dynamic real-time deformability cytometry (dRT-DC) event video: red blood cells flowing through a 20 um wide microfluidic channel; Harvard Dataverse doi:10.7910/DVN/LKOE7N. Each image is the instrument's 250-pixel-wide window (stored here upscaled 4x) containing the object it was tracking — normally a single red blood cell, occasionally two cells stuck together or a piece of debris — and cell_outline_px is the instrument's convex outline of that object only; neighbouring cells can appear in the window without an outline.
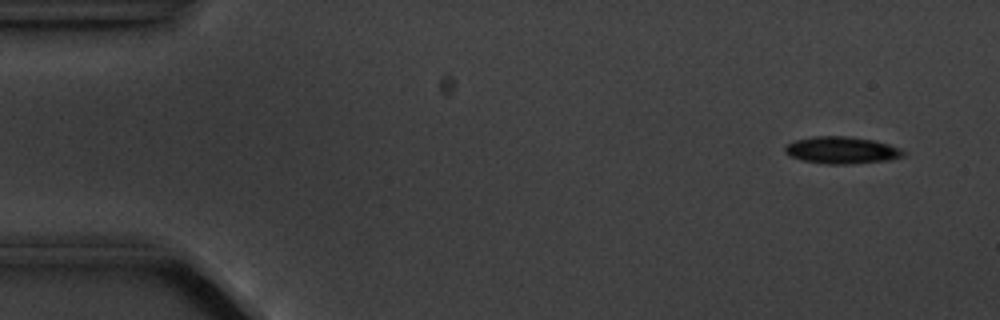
{"species": "common noctule bat (a hibernating species)", "species_latin": "Nyctalus noctula", "temperature_condition": "cold", "stored_images_in_passage": 5, "camera_frame_rate_fps": 3000, "um_per_image_px": 0.085, "animal": {"sex": "male", "body_mass_g": 20.1, "forearm_length_mm": 53.5}, "frame": {"image": 1, "passage_image": 1, "time_ms": 0.0, "image_size_px": [1000, 320], "cell_outline_px": [[908, 152], [904, 156], [888, 160], [852, 164], [828, 164], [800, 160], [788, 156], [784, 152], [784, 144], [796, 140], [812, 136], [848, 136], [872, 140], [888, 144], [900, 148]], "centroid_in_image_um": [71.51, 12.77], "position_along_channel_um": 13.5, "area_um2": 18.9}}